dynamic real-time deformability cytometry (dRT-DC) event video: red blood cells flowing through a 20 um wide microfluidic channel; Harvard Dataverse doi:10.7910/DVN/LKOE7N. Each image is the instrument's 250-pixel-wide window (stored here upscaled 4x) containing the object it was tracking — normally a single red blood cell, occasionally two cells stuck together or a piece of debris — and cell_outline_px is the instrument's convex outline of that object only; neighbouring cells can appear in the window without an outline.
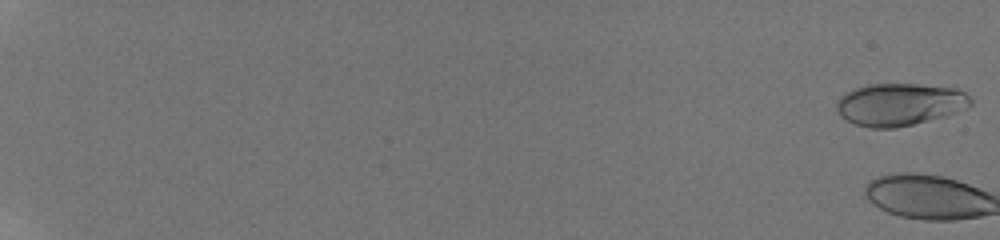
{"species": "human", "species_latin": "Homo sapiens", "temperature_condition": "room temperature", "stored_images_in_passage": 24, "camera_frame_rate_fps": 3000, "um_per_image_px": 0.085, "donor": {"sex": "male"}, "frame": {"image": 1, "passage_image": 1, "time_ms": 0.0, "image_size_px": [1000, 240], "cell_outline_px": [[972, 104], [968, 108], [944, 116], [896, 128], [872, 128], [856, 124], [840, 116], [836, 112], [836, 100], [840, 96], [852, 88], [868, 84], [916, 84], [956, 88], [964, 92], [972, 100]], "centroid_in_image_um": [76.44, 8.86], "position_along_channel_um": 8.6, "area_um2": 33.23}}
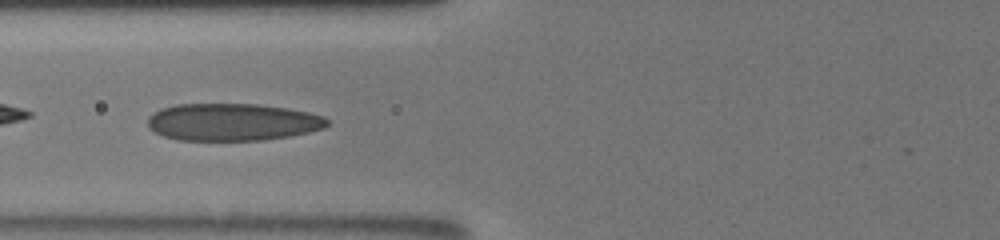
{"frame": {"image": 2, "passage_image": 17, "time_ms": 9.667, "image_size_px": [1000, 240], "cell_outline_px": [[328, 124], [324, 128], [308, 132], [288, 136], [264, 140], [176, 140], [164, 136], [148, 128], [148, 116], [152, 112], [160, 108], [176, 104], [260, 104], [288, 108], [308, 112], [324, 116], [328, 120]], "centroid_in_image_um": [19.73, 10.37], "position_along_channel_um": 106.1, "area_um2": 39.25}}